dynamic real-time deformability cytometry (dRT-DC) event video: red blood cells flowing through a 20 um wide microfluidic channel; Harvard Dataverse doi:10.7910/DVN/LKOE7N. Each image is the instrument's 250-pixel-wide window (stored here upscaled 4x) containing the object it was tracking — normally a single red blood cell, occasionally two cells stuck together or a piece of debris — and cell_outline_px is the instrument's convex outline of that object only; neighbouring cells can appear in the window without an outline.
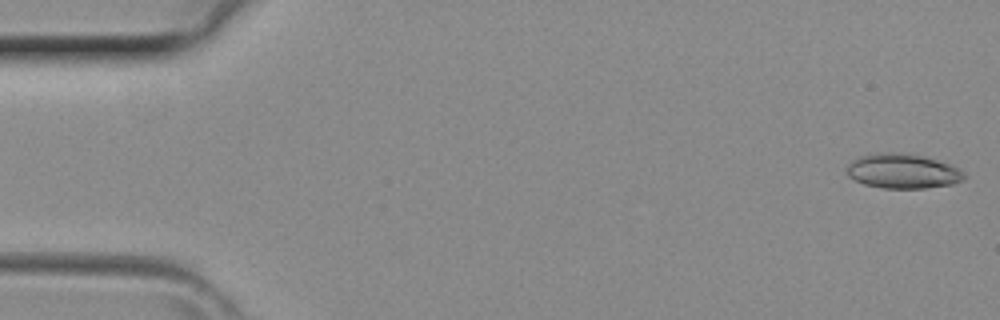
{"species": "common noctule bat (a hibernating species)", "species_latin": "Nyctalus noctula", "temperature_condition": "room temperature", "stored_images_in_passage": 41, "camera_frame_rate_fps": 3000, "um_per_image_px": 0.085, "animal": {"sex": "female", "body_mass_g": 29.2, "forearm_length_mm": 56.3}, "frame": {"image": 1, "passage_image": 1, "time_ms": 0.0, "image_size_px": [1000, 320], "cell_outline_px": [[964, 180], [952, 184], [924, 188], [884, 188], [864, 184], [848, 176], [848, 164], [852, 160], [860, 156], [880, 152], [900, 152], [924, 156], [960, 168], [964, 172]], "centroid_in_image_um": [76.74, 14.54], "position_along_channel_um": 8.3, "area_um2": 23.64}}
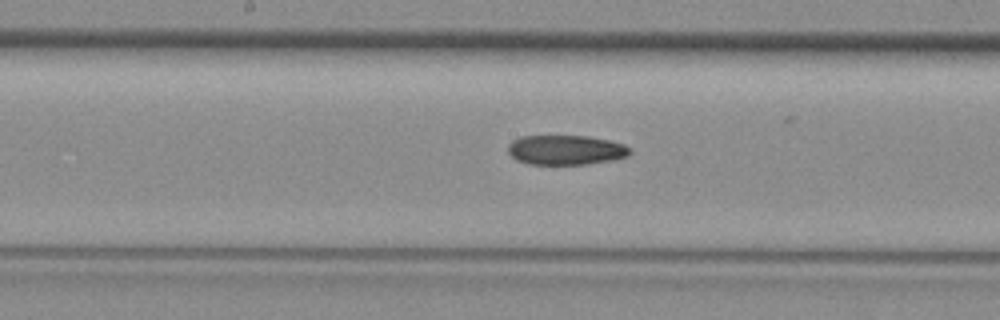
{"frame": {"image": 2, "passage_image": 21, "time_ms": 6.667, "image_size_px": [1000, 320], "cell_outline_px": [[632, 152], [628, 156], [612, 160], [588, 164], [528, 164], [516, 160], [508, 152], [508, 144], [512, 140], [520, 136], [588, 136], [608, 140], [624, 144]], "centroid_in_image_um": [48.07, 12.75], "position_along_channel_um": 200.1, "area_um2": 21.15}}
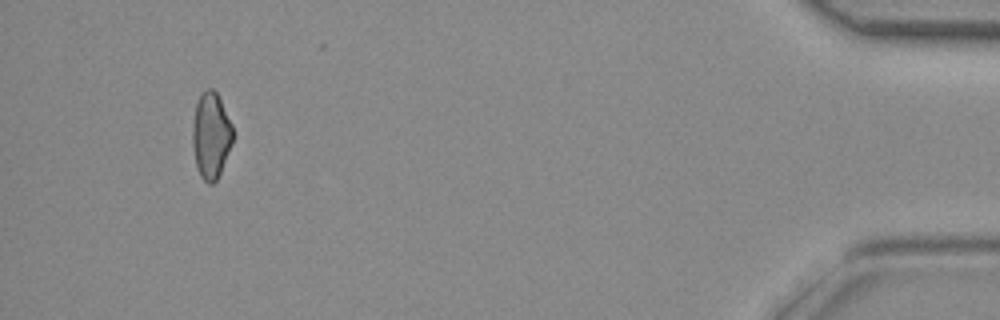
{"frame": {"image": 3, "passage_image": 39, "time_ms": 12.667, "image_size_px": [1000, 320], "cell_outline_px": [[236, 132], [232, 144], [220, 172], [216, 180], [212, 184], [208, 184], [200, 176], [196, 164], [192, 148], [192, 128], [196, 104], [200, 92], [208, 88], [212, 88], [216, 92]], "centroid_in_image_um": [17.94, 11.5], "position_along_channel_um": 417.3, "area_um2": 20.46}}